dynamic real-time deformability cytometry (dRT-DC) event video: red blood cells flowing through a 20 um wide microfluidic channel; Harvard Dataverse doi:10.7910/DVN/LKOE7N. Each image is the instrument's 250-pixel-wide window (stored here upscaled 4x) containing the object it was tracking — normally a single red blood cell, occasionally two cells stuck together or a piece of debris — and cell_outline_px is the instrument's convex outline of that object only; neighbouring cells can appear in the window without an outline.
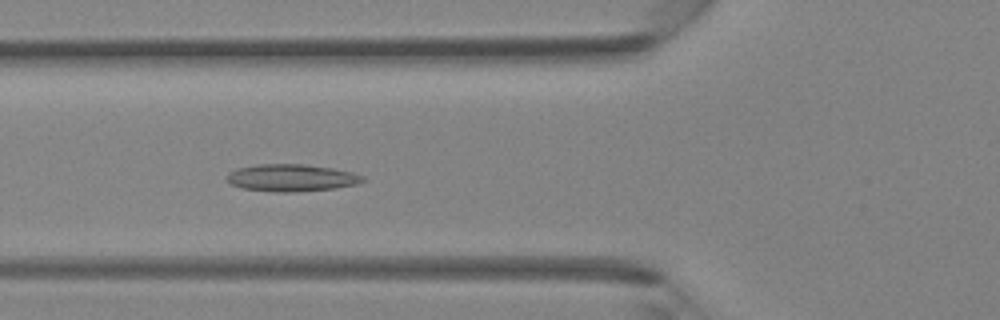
{"species": "Egyptian fruit bat (a non-hibernating species)", "species_latin": "Rousettus aegyptiacus", "temperature_condition": "room temperature", "stored_images_in_passage": 39, "camera_frame_rate_fps": 3000, "um_per_image_px": 0.085, "animal": {"sex": "female"}, "frame": {"image": 1, "passage_image": 14, "time_ms": 4.333, "image_size_px": [1000, 320], "cell_outline_px": [[368, 180], [356, 184], [336, 188], [292, 192], [272, 192], [244, 188], [232, 184], [228, 180], [228, 172], [240, 168], [256, 164], [304, 164], [332, 168], [352, 172], [364, 176]], "centroid_in_image_um": [24.83, 15.11], "position_along_channel_um": 101.0, "area_um2": 21.44}}
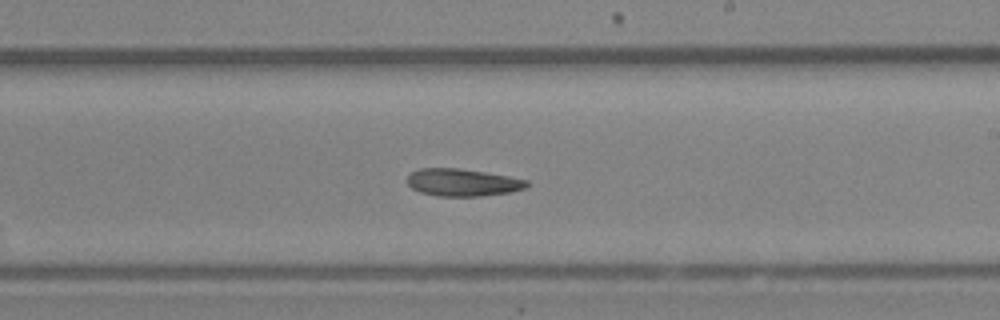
{"frame": {"image": 2, "passage_image": 23, "time_ms": 7.333, "image_size_px": [1000, 320], "cell_outline_px": [[528, 188], [508, 192], [480, 196], [436, 196], [420, 192], [412, 188], [408, 184], [408, 176], [412, 172], [420, 168], [460, 168], [508, 176], [528, 180]], "centroid_in_image_um": [39.32, 15.51], "position_along_channel_um": 249.7, "area_um2": 19.02}}
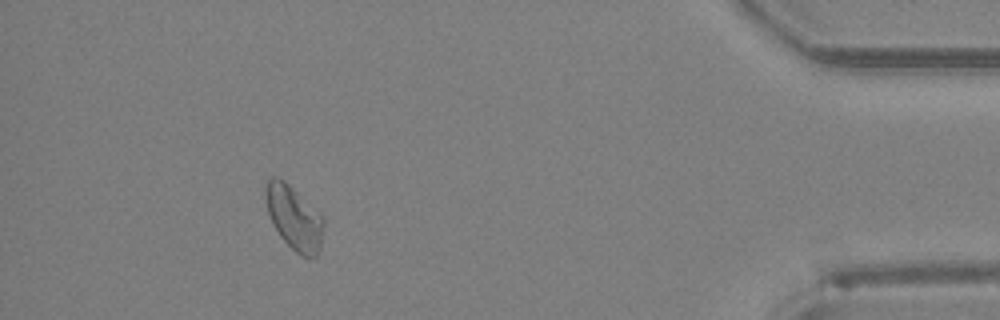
{"frame": {"image": 3, "passage_image": 36, "time_ms": 11.667, "image_size_px": [1000, 320], "cell_outline_px": [[324, 224], [320, 248], [316, 256], [300, 256], [280, 236], [272, 224], [268, 212], [264, 196], [264, 184], [272, 176], [276, 176], [284, 180], [324, 220]], "centroid_in_image_um": [24.94, 18.5], "position_along_channel_um": 410.3, "area_um2": 21.15}}